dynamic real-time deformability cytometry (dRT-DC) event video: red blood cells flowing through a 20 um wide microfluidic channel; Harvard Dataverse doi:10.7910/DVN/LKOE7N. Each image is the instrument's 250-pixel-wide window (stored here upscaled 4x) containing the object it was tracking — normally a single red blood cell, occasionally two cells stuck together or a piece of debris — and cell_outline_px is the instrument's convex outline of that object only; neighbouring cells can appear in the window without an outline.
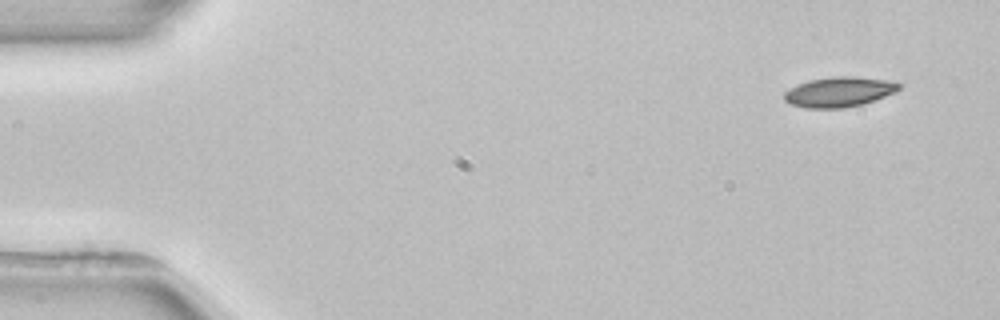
{"species": "common noctule bat (a hibernating species)", "species_latin": "Nyctalus noctula", "temperature_condition": "room temperature", "stored_images_in_passage": 4, "camera_frame_rate_fps": 3000, "um_per_image_px": 0.085, "animal": {"sex": "female", "body_mass_g": 22.7, "forearm_length_mm": 54.2}, "frame": {"image": 1, "passage_image": 1, "time_ms": 0.0, "image_size_px": [1000, 320], "cell_outline_px": [[904, 84], [896, 92], [876, 100], [844, 108], [804, 108], [788, 104], [784, 100], [784, 92], [788, 88], [796, 84], [808, 80], [832, 76], [852, 76], [888, 80]], "centroid_in_image_um": [71.3, 7.81], "position_along_channel_um": 13.7, "area_um2": 20.46}}